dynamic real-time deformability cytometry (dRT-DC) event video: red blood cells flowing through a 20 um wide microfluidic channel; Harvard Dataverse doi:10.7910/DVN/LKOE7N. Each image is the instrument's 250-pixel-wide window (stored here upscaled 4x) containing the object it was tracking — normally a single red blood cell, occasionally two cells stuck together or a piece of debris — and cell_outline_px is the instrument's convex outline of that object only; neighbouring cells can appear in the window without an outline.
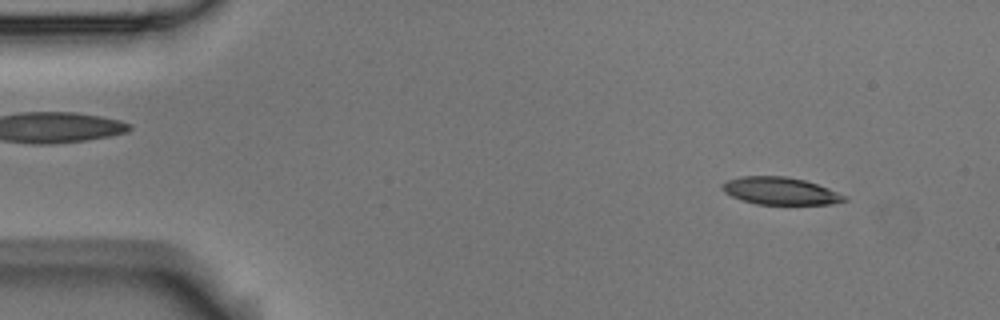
{"species": "Egyptian fruit bat (a non-hibernating species)", "species_latin": "Rousettus aegyptiacus", "temperature_condition": "room temperature", "stored_images_in_passage": 4, "camera_frame_rate_fps": 3000, "um_per_image_px": 0.085, "animal": {"sex": "male"}, "frame": {"image": 1, "passage_image": 1, "time_ms": 0.0, "image_size_px": [1000, 320], "cell_outline_px": [[848, 200], [832, 204], [756, 204], [740, 200], [724, 192], [720, 188], [720, 184], [728, 180], [740, 176], [784, 176], [804, 180], [828, 188], [848, 196]], "centroid_in_image_um": [66.3, 16.23], "position_along_channel_um": 18.7, "area_um2": 19.59}}
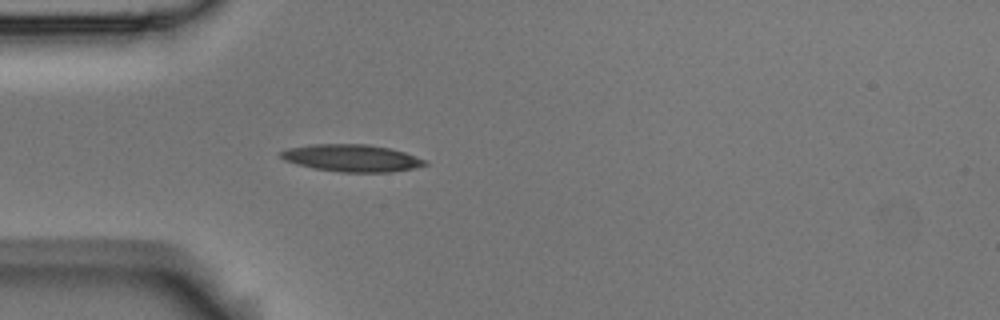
{"frame": {"image": 2, "passage_image": 4, "time_ms": 1.0, "image_size_px": [1000, 320], "cell_outline_px": [[428, 164], [412, 168], [388, 172], [340, 172], [312, 168], [296, 164], [284, 160], [280, 156], [280, 152], [288, 148], [312, 144], [368, 144], [392, 148], [428, 160]], "centroid_in_image_um": [29.9, 13.43], "position_along_channel_um": 55.1, "area_um2": 22.89}}